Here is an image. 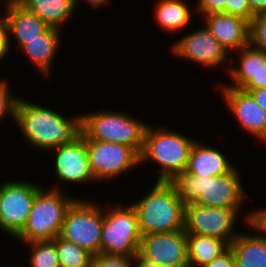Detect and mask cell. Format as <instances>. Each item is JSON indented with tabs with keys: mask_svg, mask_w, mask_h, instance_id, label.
<instances>
[{
	"mask_svg": "<svg viewBox=\"0 0 266 267\" xmlns=\"http://www.w3.org/2000/svg\"><path fill=\"white\" fill-rule=\"evenodd\" d=\"M14 123L32 150L48 152L82 135V113L67 117L52 107L18 97ZM36 148V149H35Z\"/></svg>",
	"mask_w": 266,
	"mask_h": 267,
	"instance_id": "obj_1",
	"label": "cell"
},
{
	"mask_svg": "<svg viewBox=\"0 0 266 267\" xmlns=\"http://www.w3.org/2000/svg\"><path fill=\"white\" fill-rule=\"evenodd\" d=\"M236 167L222 176H195L184 171L170 183L185 205L196 203L206 207L243 209L247 193L241 180L242 173Z\"/></svg>",
	"mask_w": 266,
	"mask_h": 267,
	"instance_id": "obj_2",
	"label": "cell"
},
{
	"mask_svg": "<svg viewBox=\"0 0 266 267\" xmlns=\"http://www.w3.org/2000/svg\"><path fill=\"white\" fill-rule=\"evenodd\" d=\"M155 183V184H154ZM135 208L142 235L184 230L185 204L170 182L155 181Z\"/></svg>",
	"mask_w": 266,
	"mask_h": 267,
	"instance_id": "obj_3",
	"label": "cell"
},
{
	"mask_svg": "<svg viewBox=\"0 0 266 267\" xmlns=\"http://www.w3.org/2000/svg\"><path fill=\"white\" fill-rule=\"evenodd\" d=\"M195 140L165 125H147L140 165L155 163L160 169L156 181L170 182L186 170L189 154Z\"/></svg>",
	"mask_w": 266,
	"mask_h": 267,
	"instance_id": "obj_4",
	"label": "cell"
},
{
	"mask_svg": "<svg viewBox=\"0 0 266 267\" xmlns=\"http://www.w3.org/2000/svg\"><path fill=\"white\" fill-rule=\"evenodd\" d=\"M147 123L127 112L98 110L82 114V135L86 141L112 142L133 147L141 154Z\"/></svg>",
	"mask_w": 266,
	"mask_h": 267,
	"instance_id": "obj_5",
	"label": "cell"
},
{
	"mask_svg": "<svg viewBox=\"0 0 266 267\" xmlns=\"http://www.w3.org/2000/svg\"><path fill=\"white\" fill-rule=\"evenodd\" d=\"M75 199L66 191L43 187L36 194L25 227L15 241L24 246L33 241L53 240L59 235L66 210Z\"/></svg>",
	"mask_w": 266,
	"mask_h": 267,
	"instance_id": "obj_6",
	"label": "cell"
},
{
	"mask_svg": "<svg viewBox=\"0 0 266 267\" xmlns=\"http://www.w3.org/2000/svg\"><path fill=\"white\" fill-rule=\"evenodd\" d=\"M108 207H103L101 253L134 257L142 238L135 208L130 203Z\"/></svg>",
	"mask_w": 266,
	"mask_h": 267,
	"instance_id": "obj_7",
	"label": "cell"
},
{
	"mask_svg": "<svg viewBox=\"0 0 266 267\" xmlns=\"http://www.w3.org/2000/svg\"><path fill=\"white\" fill-rule=\"evenodd\" d=\"M85 200L76 197L67 208L59 236L94 256L101 253L103 206Z\"/></svg>",
	"mask_w": 266,
	"mask_h": 267,
	"instance_id": "obj_8",
	"label": "cell"
},
{
	"mask_svg": "<svg viewBox=\"0 0 266 267\" xmlns=\"http://www.w3.org/2000/svg\"><path fill=\"white\" fill-rule=\"evenodd\" d=\"M43 187L26 180L0 183V230L12 239L25 227L36 194Z\"/></svg>",
	"mask_w": 266,
	"mask_h": 267,
	"instance_id": "obj_9",
	"label": "cell"
},
{
	"mask_svg": "<svg viewBox=\"0 0 266 267\" xmlns=\"http://www.w3.org/2000/svg\"><path fill=\"white\" fill-rule=\"evenodd\" d=\"M89 166L96 183L117 180L136 167H140V154L124 144L86 141Z\"/></svg>",
	"mask_w": 266,
	"mask_h": 267,
	"instance_id": "obj_10",
	"label": "cell"
},
{
	"mask_svg": "<svg viewBox=\"0 0 266 267\" xmlns=\"http://www.w3.org/2000/svg\"><path fill=\"white\" fill-rule=\"evenodd\" d=\"M242 211L189 203L185 205L184 231L186 234L216 237L230 244L239 234L235 227Z\"/></svg>",
	"mask_w": 266,
	"mask_h": 267,
	"instance_id": "obj_11",
	"label": "cell"
},
{
	"mask_svg": "<svg viewBox=\"0 0 266 267\" xmlns=\"http://www.w3.org/2000/svg\"><path fill=\"white\" fill-rule=\"evenodd\" d=\"M181 37V39H176V42L174 41L171 49H169L174 58L189 60V62H194L211 70L218 66L219 68L224 66L225 72H228L229 69L228 64L225 66L227 61L230 60L233 63L235 60L219 44L206 25L200 26L194 32H188Z\"/></svg>",
	"mask_w": 266,
	"mask_h": 267,
	"instance_id": "obj_12",
	"label": "cell"
},
{
	"mask_svg": "<svg viewBox=\"0 0 266 267\" xmlns=\"http://www.w3.org/2000/svg\"><path fill=\"white\" fill-rule=\"evenodd\" d=\"M53 153V167L55 170V185L51 189L66 191L68 185H84L95 183L89 166V157L86 149V139L81 135L73 143L61 144L55 149L48 151ZM59 184H63L62 187ZM67 184V187L65 185ZM72 184V185H71Z\"/></svg>",
	"mask_w": 266,
	"mask_h": 267,
	"instance_id": "obj_13",
	"label": "cell"
},
{
	"mask_svg": "<svg viewBox=\"0 0 266 267\" xmlns=\"http://www.w3.org/2000/svg\"><path fill=\"white\" fill-rule=\"evenodd\" d=\"M138 253L160 267H189L184 230L142 235Z\"/></svg>",
	"mask_w": 266,
	"mask_h": 267,
	"instance_id": "obj_14",
	"label": "cell"
},
{
	"mask_svg": "<svg viewBox=\"0 0 266 267\" xmlns=\"http://www.w3.org/2000/svg\"><path fill=\"white\" fill-rule=\"evenodd\" d=\"M219 90L228 111L239 123V127L245 130V134L266 144V111L243 89L220 87Z\"/></svg>",
	"mask_w": 266,
	"mask_h": 267,
	"instance_id": "obj_15",
	"label": "cell"
},
{
	"mask_svg": "<svg viewBox=\"0 0 266 267\" xmlns=\"http://www.w3.org/2000/svg\"><path fill=\"white\" fill-rule=\"evenodd\" d=\"M234 53L237 63L229 64L227 73L233 84L220 83L219 87H233L243 90L266 88V53L250 44Z\"/></svg>",
	"mask_w": 266,
	"mask_h": 267,
	"instance_id": "obj_16",
	"label": "cell"
},
{
	"mask_svg": "<svg viewBox=\"0 0 266 267\" xmlns=\"http://www.w3.org/2000/svg\"><path fill=\"white\" fill-rule=\"evenodd\" d=\"M229 55L249 45L250 23L241 17L213 13L201 18Z\"/></svg>",
	"mask_w": 266,
	"mask_h": 267,
	"instance_id": "obj_17",
	"label": "cell"
},
{
	"mask_svg": "<svg viewBox=\"0 0 266 267\" xmlns=\"http://www.w3.org/2000/svg\"><path fill=\"white\" fill-rule=\"evenodd\" d=\"M6 28L8 32L9 44L14 38L21 48L24 44L38 38L49 26L36 14L29 12L20 3H16L7 9H2Z\"/></svg>",
	"mask_w": 266,
	"mask_h": 267,
	"instance_id": "obj_18",
	"label": "cell"
},
{
	"mask_svg": "<svg viewBox=\"0 0 266 267\" xmlns=\"http://www.w3.org/2000/svg\"><path fill=\"white\" fill-rule=\"evenodd\" d=\"M231 163L229 157L216 147L195 140L185 171L195 176H222L235 167V163Z\"/></svg>",
	"mask_w": 266,
	"mask_h": 267,
	"instance_id": "obj_19",
	"label": "cell"
},
{
	"mask_svg": "<svg viewBox=\"0 0 266 267\" xmlns=\"http://www.w3.org/2000/svg\"><path fill=\"white\" fill-rule=\"evenodd\" d=\"M61 30L48 27L38 38L29 40L20 49L44 77H51L57 50L61 46Z\"/></svg>",
	"mask_w": 266,
	"mask_h": 267,
	"instance_id": "obj_20",
	"label": "cell"
},
{
	"mask_svg": "<svg viewBox=\"0 0 266 267\" xmlns=\"http://www.w3.org/2000/svg\"><path fill=\"white\" fill-rule=\"evenodd\" d=\"M80 0H20L29 12L36 14L49 27L63 31L69 18L75 15Z\"/></svg>",
	"mask_w": 266,
	"mask_h": 267,
	"instance_id": "obj_21",
	"label": "cell"
},
{
	"mask_svg": "<svg viewBox=\"0 0 266 267\" xmlns=\"http://www.w3.org/2000/svg\"><path fill=\"white\" fill-rule=\"evenodd\" d=\"M156 2L153 8L154 19L160 29L168 32L167 34H178L193 22V12L196 10L191 9L186 0H157Z\"/></svg>",
	"mask_w": 266,
	"mask_h": 267,
	"instance_id": "obj_22",
	"label": "cell"
},
{
	"mask_svg": "<svg viewBox=\"0 0 266 267\" xmlns=\"http://www.w3.org/2000/svg\"><path fill=\"white\" fill-rule=\"evenodd\" d=\"M242 233L230 243L236 267H266V240L256 232Z\"/></svg>",
	"mask_w": 266,
	"mask_h": 267,
	"instance_id": "obj_23",
	"label": "cell"
},
{
	"mask_svg": "<svg viewBox=\"0 0 266 267\" xmlns=\"http://www.w3.org/2000/svg\"><path fill=\"white\" fill-rule=\"evenodd\" d=\"M230 244L216 237L187 234L189 267H204L223 254Z\"/></svg>",
	"mask_w": 266,
	"mask_h": 267,
	"instance_id": "obj_24",
	"label": "cell"
},
{
	"mask_svg": "<svg viewBox=\"0 0 266 267\" xmlns=\"http://www.w3.org/2000/svg\"><path fill=\"white\" fill-rule=\"evenodd\" d=\"M61 267H91L93 255L75 243L56 236L53 240Z\"/></svg>",
	"mask_w": 266,
	"mask_h": 267,
	"instance_id": "obj_25",
	"label": "cell"
},
{
	"mask_svg": "<svg viewBox=\"0 0 266 267\" xmlns=\"http://www.w3.org/2000/svg\"><path fill=\"white\" fill-rule=\"evenodd\" d=\"M25 245L30 247V256L27 260L30 267H61L56 246L52 240L33 241Z\"/></svg>",
	"mask_w": 266,
	"mask_h": 267,
	"instance_id": "obj_26",
	"label": "cell"
},
{
	"mask_svg": "<svg viewBox=\"0 0 266 267\" xmlns=\"http://www.w3.org/2000/svg\"><path fill=\"white\" fill-rule=\"evenodd\" d=\"M0 80V121L2 122L8 116L11 120H15V107L19 95H15L10 88L9 80ZM12 90V91H11ZM13 92V93H12ZM0 122V123H1Z\"/></svg>",
	"mask_w": 266,
	"mask_h": 267,
	"instance_id": "obj_27",
	"label": "cell"
},
{
	"mask_svg": "<svg viewBox=\"0 0 266 267\" xmlns=\"http://www.w3.org/2000/svg\"><path fill=\"white\" fill-rule=\"evenodd\" d=\"M249 44L266 53V15L255 16L250 22Z\"/></svg>",
	"mask_w": 266,
	"mask_h": 267,
	"instance_id": "obj_28",
	"label": "cell"
},
{
	"mask_svg": "<svg viewBox=\"0 0 266 267\" xmlns=\"http://www.w3.org/2000/svg\"><path fill=\"white\" fill-rule=\"evenodd\" d=\"M134 257L100 253L92 258L91 267H133Z\"/></svg>",
	"mask_w": 266,
	"mask_h": 267,
	"instance_id": "obj_29",
	"label": "cell"
},
{
	"mask_svg": "<svg viewBox=\"0 0 266 267\" xmlns=\"http://www.w3.org/2000/svg\"><path fill=\"white\" fill-rule=\"evenodd\" d=\"M244 218L245 226L250 227L252 231H258L256 233L266 240V207L254 209L246 213Z\"/></svg>",
	"mask_w": 266,
	"mask_h": 267,
	"instance_id": "obj_30",
	"label": "cell"
},
{
	"mask_svg": "<svg viewBox=\"0 0 266 267\" xmlns=\"http://www.w3.org/2000/svg\"><path fill=\"white\" fill-rule=\"evenodd\" d=\"M225 14L241 17L249 23L253 20V13L247 0H226Z\"/></svg>",
	"mask_w": 266,
	"mask_h": 267,
	"instance_id": "obj_31",
	"label": "cell"
},
{
	"mask_svg": "<svg viewBox=\"0 0 266 267\" xmlns=\"http://www.w3.org/2000/svg\"><path fill=\"white\" fill-rule=\"evenodd\" d=\"M226 0H198L194 8L200 18L213 13H225Z\"/></svg>",
	"mask_w": 266,
	"mask_h": 267,
	"instance_id": "obj_32",
	"label": "cell"
},
{
	"mask_svg": "<svg viewBox=\"0 0 266 267\" xmlns=\"http://www.w3.org/2000/svg\"><path fill=\"white\" fill-rule=\"evenodd\" d=\"M11 45L9 44L8 32L3 15H0V61L5 60L11 51Z\"/></svg>",
	"mask_w": 266,
	"mask_h": 267,
	"instance_id": "obj_33",
	"label": "cell"
},
{
	"mask_svg": "<svg viewBox=\"0 0 266 267\" xmlns=\"http://www.w3.org/2000/svg\"><path fill=\"white\" fill-rule=\"evenodd\" d=\"M204 267H236L232 249L229 247L223 254Z\"/></svg>",
	"mask_w": 266,
	"mask_h": 267,
	"instance_id": "obj_34",
	"label": "cell"
},
{
	"mask_svg": "<svg viewBox=\"0 0 266 267\" xmlns=\"http://www.w3.org/2000/svg\"><path fill=\"white\" fill-rule=\"evenodd\" d=\"M253 13V18L259 15H266V0H247Z\"/></svg>",
	"mask_w": 266,
	"mask_h": 267,
	"instance_id": "obj_35",
	"label": "cell"
},
{
	"mask_svg": "<svg viewBox=\"0 0 266 267\" xmlns=\"http://www.w3.org/2000/svg\"><path fill=\"white\" fill-rule=\"evenodd\" d=\"M249 92L256 103L266 111V88H259L256 90H245Z\"/></svg>",
	"mask_w": 266,
	"mask_h": 267,
	"instance_id": "obj_36",
	"label": "cell"
},
{
	"mask_svg": "<svg viewBox=\"0 0 266 267\" xmlns=\"http://www.w3.org/2000/svg\"><path fill=\"white\" fill-rule=\"evenodd\" d=\"M133 267H160L154 262H151L143 258L139 253L134 256V266Z\"/></svg>",
	"mask_w": 266,
	"mask_h": 267,
	"instance_id": "obj_37",
	"label": "cell"
},
{
	"mask_svg": "<svg viewBox=\"0 0 266 267\" xmlns=\"http://www.w3.org/2000/svg\"><path fill=\"white\" fill-rule=\"evenodd\" d=\"M20 0H0V4L3 5L4 9L11 7L12 5L19 3Z\"/></svg>",
	"mask_w": 266,
	"mask_h": 267,
	"instance_id": "obj_38",
	"label": "cell"
}]
</instances>
